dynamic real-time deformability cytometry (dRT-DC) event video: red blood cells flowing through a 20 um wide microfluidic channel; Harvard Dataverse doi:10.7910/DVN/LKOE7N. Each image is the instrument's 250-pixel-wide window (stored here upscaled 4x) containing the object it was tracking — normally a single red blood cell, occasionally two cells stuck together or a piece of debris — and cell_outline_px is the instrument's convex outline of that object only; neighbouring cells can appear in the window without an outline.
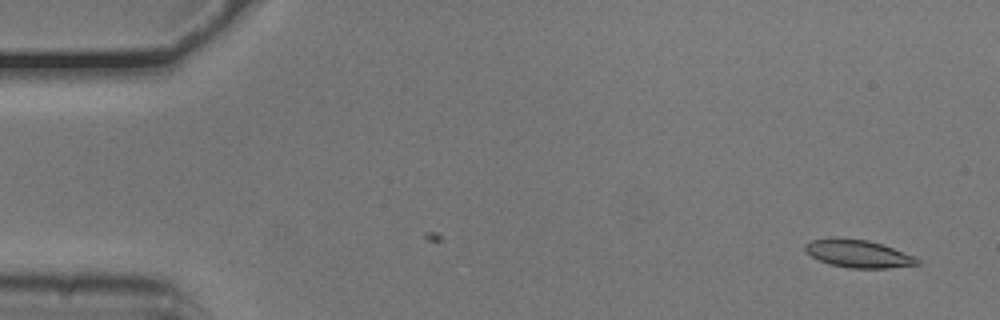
{"species": "common noctule bat (a hibernating species)", "species_latin": "Nyctalus noctula", "temperature_condition": "cold", "stored_images_in_passage": 7, "camera_frame_rate_fps": 3000, "um_per_image_px": 0.085, "animal": {"sex": "male", "body_mass_g": 20.5, "forearm_length_mm": 52.5}, "frame": {"image": 1, "passage_image": 7, "time_ms": 2.0, "image_size_px": [1000, 320], "cell_outline_px": [[920, 264], [888, 268], [848, 268], [828, 264], [812, 256], [804, 248], [804, 244], [812, 240], [868, 240], [892, 248], [912, 256], [920, 260]], "centroid_in_image_um": [72.97, 21.61], "position_along_channel_um": 12.0, "area_um2": 17.28}}